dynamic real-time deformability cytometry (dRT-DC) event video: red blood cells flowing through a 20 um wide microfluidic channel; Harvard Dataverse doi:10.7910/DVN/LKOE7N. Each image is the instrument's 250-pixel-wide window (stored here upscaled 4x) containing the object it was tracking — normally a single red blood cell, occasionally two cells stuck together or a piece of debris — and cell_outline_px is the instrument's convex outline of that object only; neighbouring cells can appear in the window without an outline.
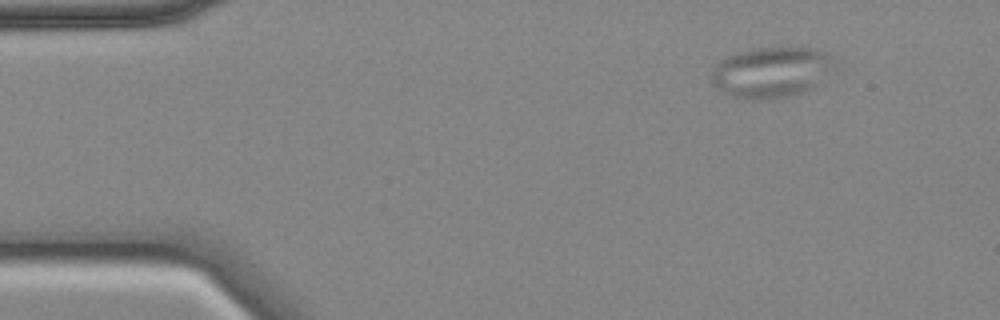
{"species": "common noctule bat (a hibernating species)", "species_latin": "Nyctalus noctula", "temperature_condition": "cold", "stored_images_in_passage": 51, "camera_frame_rate_fps": 3000, "um_per_image_px": 0.085, "animal": {"sex": "female", "body_mass_g": 18.4}, "frame": {"image": 1, "passage_image": 1, "time_ms": 0.0, "image_size_px": [1000, 320], "cell_outline_px": [[840, 60], [836, 68], [812, 88], [800, 92], [784, 96], [732, 96], [716, 88], [712, 84], [712, 76], [716, 64], [720, 60], [736, 52], [756, 48], [808, 48], [828, 52]], "centroid_in_image_um": [65.66, 6.07], "position_along_channel_um": 19.3, "area_um2": 35.6}}
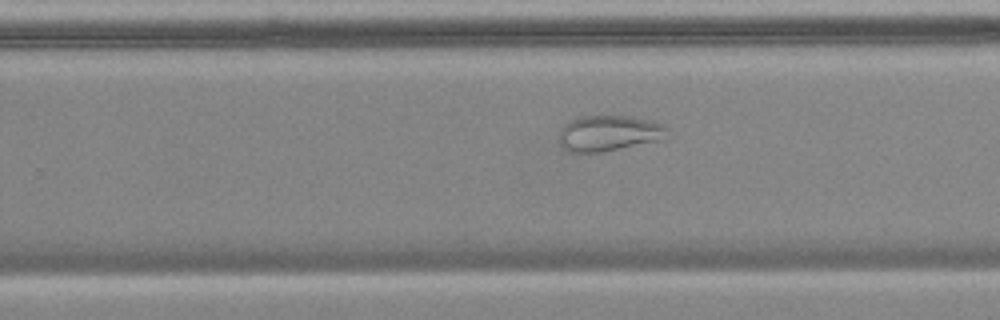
{"frame": {"image": 2, "passage_image": 30, "time_ms": 9.667, "image_size_px": [1000, 320], "cell_outline_px": [[668, 128], [660, 140], [604, 152], [568, 152], [560, 144], [560, 132], [564, 124], [580, 116], [632, 116], [664, 124]], "centroid_in_image_um": [51.74, 11.32], "position_along_channel_um": 278.1, "area_um2": 22.37}}
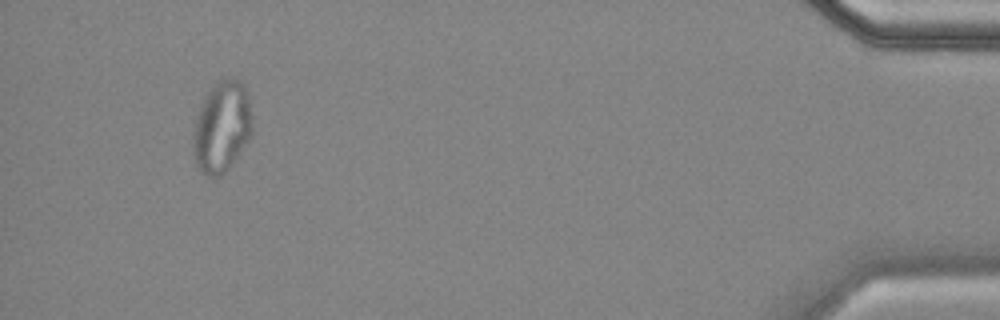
{"frame": {"image": 3, "passage_image": 48, "time_ms": 15.667, "image_size_px": [1000, 320], "cell_outline_px": [[252, 136], [228, 168], [220, 176], [208, 176], [200, 172], [196, 164], [192, 152], [192, 140], [196, 120], [200, 104], [204, 96], [220, 80], [228, 76], [232, 76], [240, 80], [244, 84], [248, 92], [252, 116]], "centroid_in_image_um": [18.87, 10.76], "position_along_channel_um": 416.3, "area_um2": 31.85}, "authors_computed_cell_mechanics": {"area_um2": 29.0156, "velocity_mm_per_s": 3.5032, "shape_relaxation_time_tau1_ms": null, "shape_relaxation_time_tau2_ms": 2.5765, "deformation_change_tau1": null, "deformation_change_tau2": 0.0749}}